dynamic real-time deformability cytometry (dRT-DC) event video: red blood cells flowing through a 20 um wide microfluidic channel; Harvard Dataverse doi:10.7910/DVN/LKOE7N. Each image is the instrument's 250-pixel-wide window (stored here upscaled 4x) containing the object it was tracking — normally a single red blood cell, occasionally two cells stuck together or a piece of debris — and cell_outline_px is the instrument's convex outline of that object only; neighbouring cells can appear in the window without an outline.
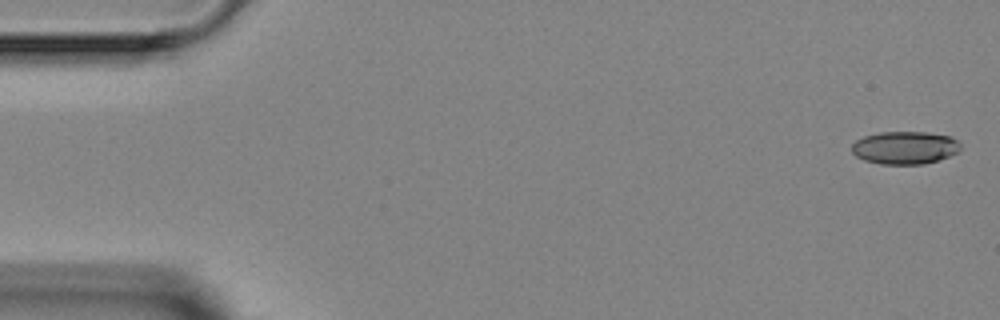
{"species": "Egyptian fruit bat (a non-hibernating species)", "species_latin": "Rousettus aegyptiacus", "temperature_condition": "room temperature", "stored_images_in_passage": 3, "camera_frame_rate_fps": 3000, "um_per_image_px": 0.085, "animal": {"sex": "female"}, "frame": {"image": 1, "passage_image": 1, "time_ms": 0.0, "image_size_px": [1000, 320], "cell_outline_px": [[960, 152], [940, 160], [924, 164], [880, 164], [864, 160], [856, 156], [852, 152], [852, 144], [856, 140], [864, 136], [880, 132], [924, 132], [952, 136], [960, 144]], "centroid_in_image_um": [76.94, 12.56], "position_along_channel_um": 8.1, "area_um2": 20.98}}